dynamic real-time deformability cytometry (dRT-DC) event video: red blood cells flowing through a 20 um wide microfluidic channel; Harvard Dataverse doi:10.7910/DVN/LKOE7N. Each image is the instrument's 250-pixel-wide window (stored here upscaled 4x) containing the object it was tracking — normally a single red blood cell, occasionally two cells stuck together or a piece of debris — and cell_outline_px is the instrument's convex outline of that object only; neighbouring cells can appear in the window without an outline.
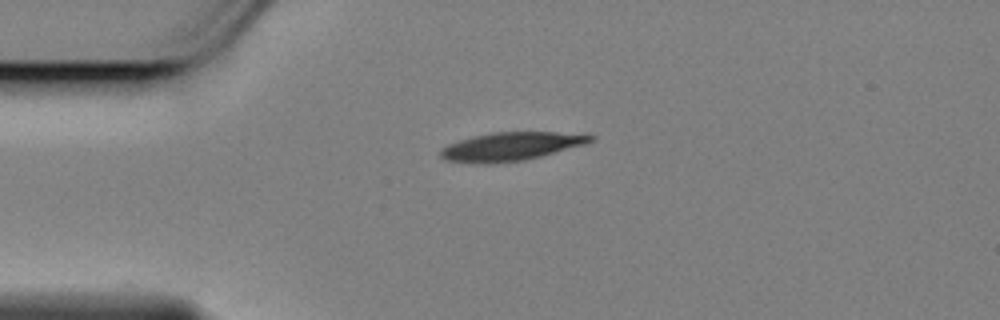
{"species": "Egyptian fruit bat (a non-hibernating species)", "species_latin": "Rousettus aegyptiacus", "temperature_condition": "cold", "stored_images_in_passage": 40, "camera_frame_rate_fps": 3000, "um_per_image_px": 0.085, "animal": {"sex": "female"}, "frame": {"image": 1, "passage_image": 1, "time_ms": 0.0, "image_size_px": [1000, 320], "cell_outline_px": [[596, 140], [584, 144], [540, 156], [524, 160], [492, 164], [480, 164], [444, 160], [440, 156], [440, 148], [448, 144], [472, 136], [492, 132], [556, 132], [596, 136]], "centroid_in_image_um": [43.37, 12.45], "position_along_channel_um": 41.6, "area_um2": 24.8}}
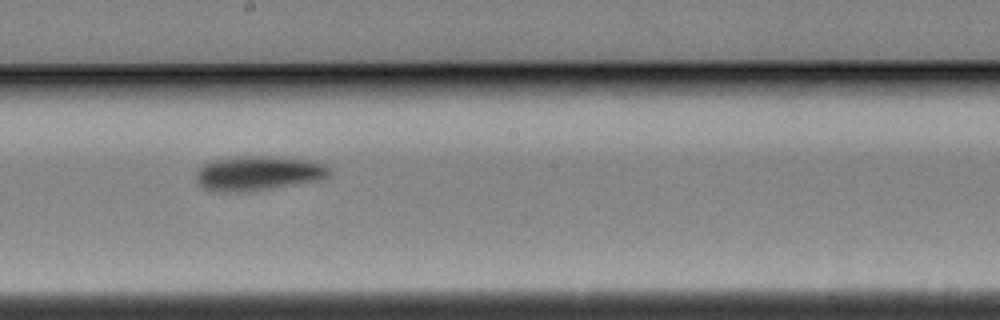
{"frame": {"image": 2, "passage_image": 19, "time_ms": 6.0, "image_size_px": [1000, 320], "cell_outline_px": [[332, 172], [328, 176], [320, 180], [252, 192], [224, 192], [204, 188], [200, 184], [196, 176], [200, 168], [204, 164], [216, 160], [236, 156], [276, 156], [308, 160], [324, 164]], "centroid_in_image_um": [22.0, 14.73], "position_along_channel_um": 226.2, "area_um2": 26.88}}
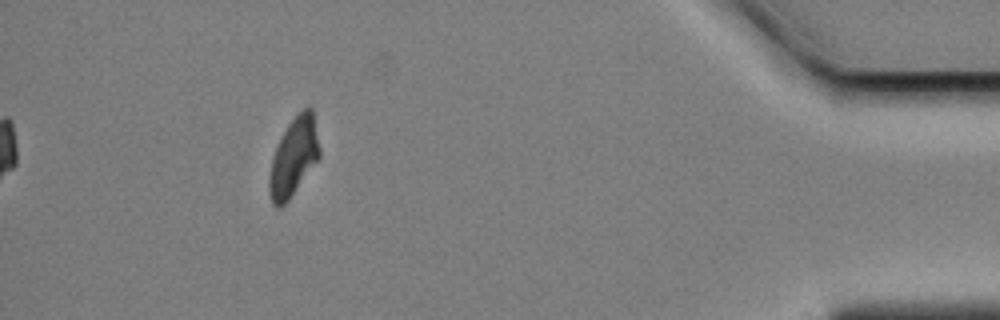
{"frame": {"image": 3, "passage_image": 40, "time_ms": 13.0, "image_size_px": [1000, 320], "cell_outline_px": [[320, 156], [288, 200], [280, 208], [276, 208], [272, 204], [268, 192], [268, 180], [272, 160], [276, 148], [288, 124], [296, 112], [304, 108], [312, 108], [320, 148]], "centroid_in_image_um": [24.95, 13.35], "position_along_channel_um": 410.3, "area_um2": 22.66}, "authors_computed_cell_mechanics": {"area_um2": 25.0274, "velocity_mm_per_s": 3.4377, "shape_relaxation_time_tau1_ms": 3.151, "shape_relaxation_time_tau2_ms": null, "deformation_change_tau1": 0.1326, "deformation_change_tau2": null}}